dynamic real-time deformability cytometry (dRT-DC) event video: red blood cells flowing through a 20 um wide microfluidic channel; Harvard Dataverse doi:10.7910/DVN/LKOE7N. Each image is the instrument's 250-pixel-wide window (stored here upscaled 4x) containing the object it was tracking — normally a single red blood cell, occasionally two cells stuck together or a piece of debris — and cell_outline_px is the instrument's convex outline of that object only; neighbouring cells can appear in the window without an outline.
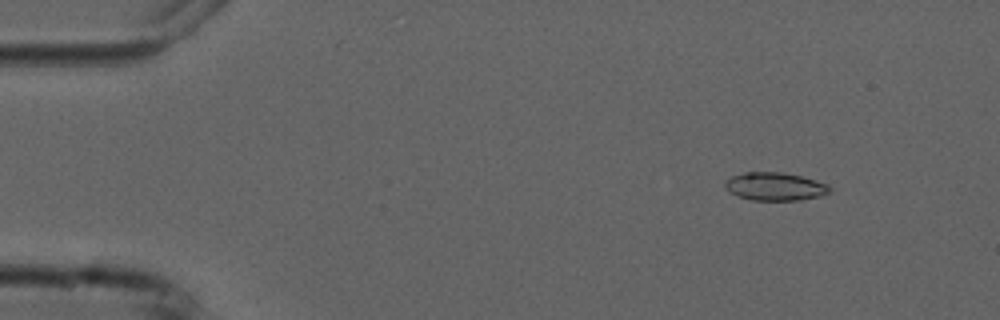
{"species": "common noctule bat (a hibernating species)", "species_latin": "Nyctalus noctula", "temperature_condition": "cold", "stored_images_in_passage": 6, "camera_frame_rate_fps": 3000, "um_per_image_px": 0.085, "animal": {"sex": "male", "forearm_length_mm": 52.5}, "frame": {"image": 1, "passage_image": 2, "time_ms": 1.333, "image_size_px": [1000, 320], "cell_outline_px": [[832, 192], [820, 196], [800, 200], [752, 200], [736, 196], [724, 188], [724, 180], [732, 176], [744, 172], [784, 172], [800, 176], [828, 184], [832, 188]], "centroid_in_image_um": [65.86, 15.85], "position_along_channel_um": 19.1, "area_um2": 17.34}}
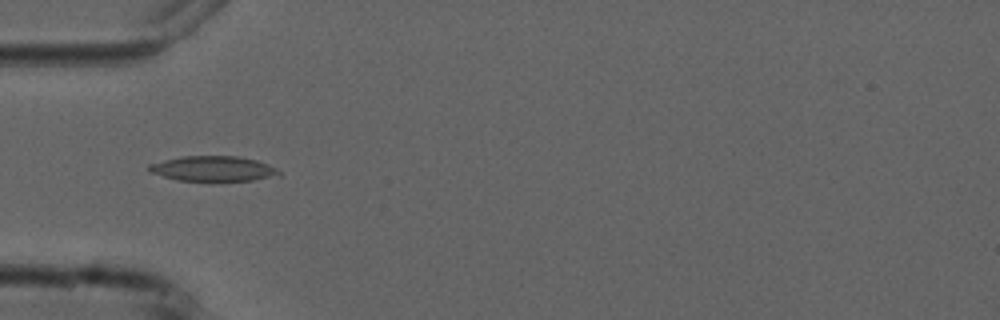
{"frame": {"image": 2, "passage_image": 5, "time_ms": 5.0, "image_size_px": [1000, 320], "cell_outline_px": [[280, 176], [252, 180], [212, 184], [176, 180], [152, 172], [148, 168], [148, 164], [164, 160], [184, 156], [236, 156], [256, 160], [268, 164], [276, 168], [280, 172]], "centroid_in_image_um": [18.15, 14.39], "position_along_channel_um": 66.9, "area_um2": 19.83}}
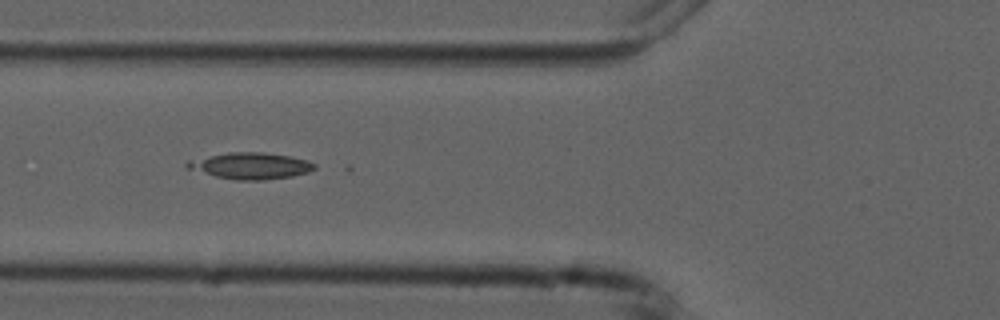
{"frame": {"image": 3, "passage_image": 6, "time_ms": 6.0, "image_size_px": [1000, 320], "cell_outline_px": [[316, 168], [308, 172], [292, 176], [264, 180], [236, 180], [216, 176], [188, 168], [184, 164], [188, 160], [232, 152], [264, 152], [288, 156], [308, 160], [316, 164]], "centroid_in_image_um": [21.34, 14.09], "position_along_channel_um": 104.5, "area_um2": 19.36}}